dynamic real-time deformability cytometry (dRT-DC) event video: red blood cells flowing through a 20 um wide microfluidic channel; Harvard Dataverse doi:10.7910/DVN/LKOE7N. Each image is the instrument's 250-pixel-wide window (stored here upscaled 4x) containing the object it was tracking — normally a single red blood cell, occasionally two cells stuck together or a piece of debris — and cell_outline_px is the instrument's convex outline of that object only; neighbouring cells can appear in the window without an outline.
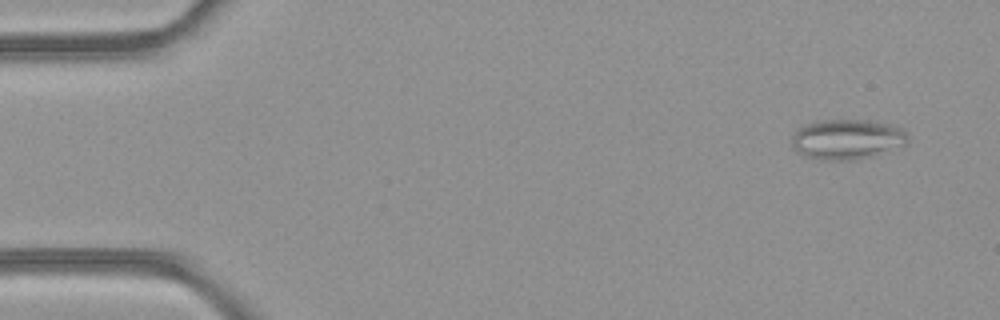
{"species": "common noctule bat (a hibernating species)", "species_latin": "Nyctalus noctula", "temperature_condition": "room temperature", "stored_images_in_passage": 48, "camera_frame_rate_fps": 3000, "um_per_image_px": 0.085, "animal": {"sex": "female", "body_mass_g": 21.9}, "frame": {"image": 1, "passage_image": 3, "time_ms": 0.667, "image_size_px": [1000, 320], "cell_outline_px": [[908, 140], [904, 144], [872, 156], [856, 160], [828, 160], [808, 156], [796, 152], [792, 148], [792, 136], [796, 128], [816, 120], [868, 120], [888, 124], [900, 128], [904, 132]], "centroid_in_image_um": [71.92, 11.83], "position_along_channel_um": 13.1, "area_um2": 26.88}}
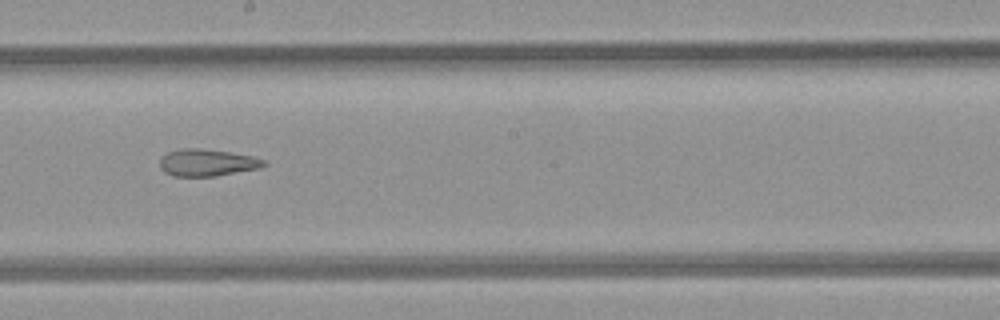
{"frame": {"image": 2, "passage_image": 27, "time_ms": 8.667, "image_size_px": [1000, 320], "cell_outline_px": [[268, 164], [260, 168], [216, 176], [172, 176], [164, 172], [160, 168], [160, 160], [168, 152], [180, 148], [200, 148], [228, 152], [252, 156], [264, 160]], "centroid_in_image_um": [17.6, 13.83], "position_along_channel_um": 230.6, "area_um2": 16.36}}
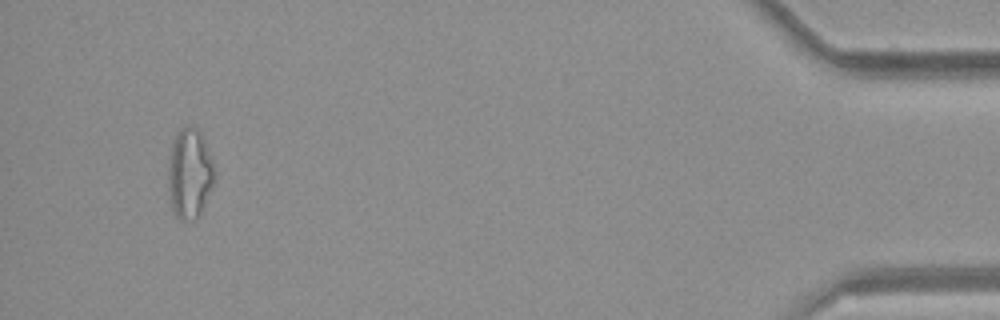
{"frame": {"image": 3, "passage_image": 46, "time_ms": 15.0, "image_size_px": [1000, 320], "cell_outline_px": [[212, 188], [200, 216], [196, 220], [180, 220], [176, 216], [172, 208], [168, 196], [168, 168], [172, 140], [184, 128], [196, 128], [200, 132], [204, 140], [212, 164]], "centroid_in_image_um": [16.08, 14.84], "position_along_channel_um": 419.1, "area_um2": 23.87}, "authors_computed_cell_mechanics": {"area_um2": 21.3571, "velocity_mm_per_s": 4.2643, "shape_relaxation_time_tau1_ms": null, "shape_relaxation_time_tau2_ms": 3.9423, "deformation_change_tau1": null, "deformation_change_tau2": 0.1478}}